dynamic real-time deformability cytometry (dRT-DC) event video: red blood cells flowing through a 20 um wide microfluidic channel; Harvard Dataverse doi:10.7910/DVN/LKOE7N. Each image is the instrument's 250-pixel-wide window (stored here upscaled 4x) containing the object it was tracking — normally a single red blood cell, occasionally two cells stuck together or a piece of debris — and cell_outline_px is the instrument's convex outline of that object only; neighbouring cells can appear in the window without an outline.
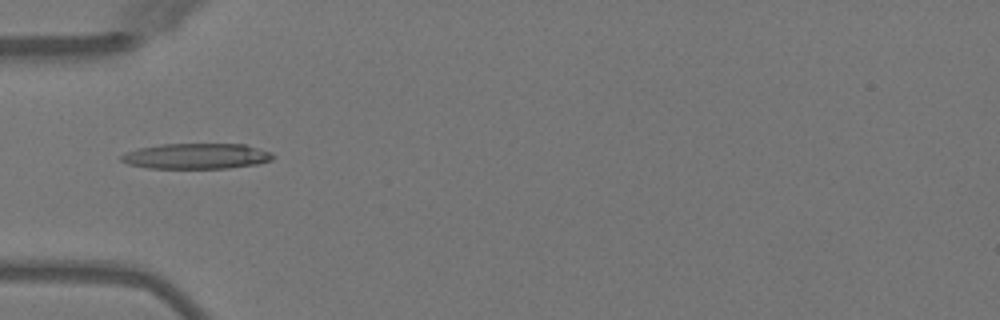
{"species": "Egyptian fruit bat (a non-hibernating species)", "species_latin": "Rousettus aegyptiacus", "temperature_condition": "warm", "stored_images_in_passage": 3, "camera_frame_rate_fps": 3000, "um_per_image_px": 0.085, "animal": {"sex": "female"}, "frame": {"image": 1, "passage_image": 3, "time_ms": 3.333, "image_size_px": [1000, 320], "cell_outline_px": [[276, 156], [272, 160], [256, 164], [228, 168], [148, 168], [128, 164], [120, 160], [120, 156], [128, 152], [140, 148], [160, 144], [244, 144], [272, 152]], "centroid_in_image_um": [16.73, 13.27], "position_along_channel_um": 68.3, "area_um2": 22.54}}